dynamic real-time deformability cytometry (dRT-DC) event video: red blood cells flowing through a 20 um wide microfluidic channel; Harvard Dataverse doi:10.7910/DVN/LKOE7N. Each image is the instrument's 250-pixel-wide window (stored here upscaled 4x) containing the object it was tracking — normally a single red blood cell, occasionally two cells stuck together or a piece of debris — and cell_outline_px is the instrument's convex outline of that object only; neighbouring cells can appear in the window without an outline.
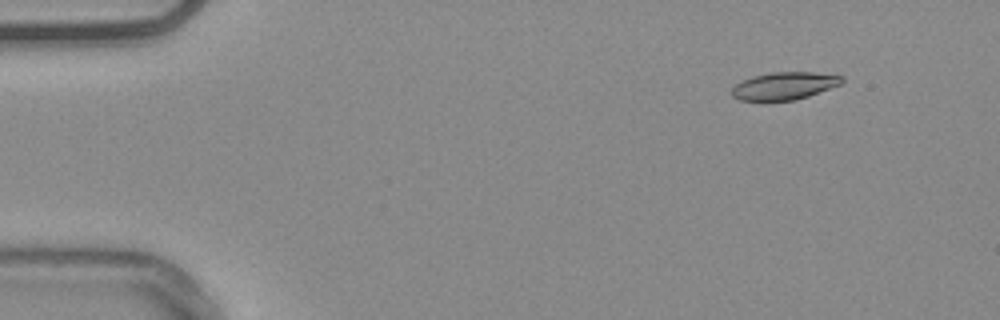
{"species": "common noctule bat (a hibernating species)", "species_latin": "Nyctalus noctula", "temperature_condition": "warm", "stored_images_in_passage": 53, "camera_frame_rate_fps": 3000, "um_per_image_px": 0.085, "animal": {"sex": "male", "body_mass_g": 20.4}, "frame": {"image": 1, "passage_image": 6, "time_ms": 1.667, "image_size_px": [1000, 320], "cell_outline_px": [[844, 80], [840, 84], [808, 96], [792, 100], [740, 100], [732, 96], [732, 88], [736, 84], [752, 76], [772, 72], [812, 72], [844, 76]], "centroid_in_image_um": [66.66, 7.28], "position_along_channel_um": 18.3, "area_um2": 17.4}}
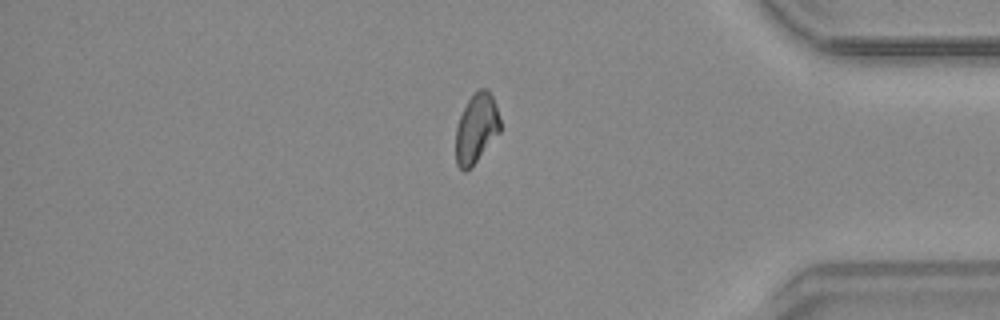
{"frame": {"image": 2, "passage_image": 46, "time_ms": 15.0, "image_size_px": [1000, 320], "cell_outline_px": [[500, 132], [476, 160], [464, 172], [456, 164], [456, 128], [460, 116], [468, 100], [480, 88], [488, 88], [496, 104], [500, 116]], "centroid_in_image_um": [40.5, 10.87], "position_along_channel_um": 394.7, "area_um2": 17.69}}